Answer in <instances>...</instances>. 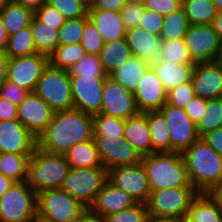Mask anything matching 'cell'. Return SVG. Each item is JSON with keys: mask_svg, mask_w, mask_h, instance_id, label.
<instances>
[{"mask_svg": "<svg viewBox=\"0 0 222 222\" xmlns=\"http://www.w3.org/2000/svg\"><path fill=\"white\" fill-rule=\"evenodd\" d=\"M66 19H76L88 14V9L76 0H47Z\"/></svg>", "mask_w": 222, "mask_h": 222, "instance_id": "obj_45", "label": "cell"}, {"mask_svg": "<svg viewBox=\"0 0 222 222\" xmlns=\"http://www.w3.org/2000/svg\"><path fill=\"white\" fill-rule=\"evenodd\" d=\"M32 222H54V221L48 220L37 214Z\"/></svg>", "mask_w": 222, "mask_h": 222, "instance_id": "obj_65", "label": "cell"}, {"mask_svg": "<svg viewBox=\"0 0 222 222\" xmlns=\"http://www.w3.org/2000/svg\"><path fill=\"white\" fill-rule=\"evenodd\" d=\"M34 92L54 111L73 108L72 88L68 70L54 68L48 64L42 72Z\"/></svg>", "mask_w": 222, "mask_h": 222, "instance_id": "obj_7", "label": "cell"}, {"mask_svg": "<svg viewBox=\"0 0 222 222\" xmlns=\"http://www.w3.org/2000/svg\"><path fill=\"white\" fill-rule=\"evenodd\" d=\"M125 4V0H93L90 9H103L120 13Z\"/></svg>", "mask_w": 222, "mask_h": 222, "instance_id": "obj_54", "label": "cell"}, {"mask_svg": "<svg viewBox=\"0 0 222 222\" xmlns=\"http://www.w3.org/2000/svg\"><path fill=\"white\" fill-rule=\"evenodd\" d=\"M207 100L202 99L199 96H195L184 108L186 114L194 123H198L205 112Z\"/></svg>", "mask_w": 222, "mask_h": 222, "instance_id": "obj_52", "label": "cell"}, {"mask_svg": "<svg viewBox=\"0 0 222 222\" xmlns=\"http://www.w3.org/2000/svg\"><path fill=\"white\" fill-rule=\"evenodd\" d=\"M189 26L190 22L187 19L183 8L171 12L164 16L160 38L162 41L184 39Z\"/></svg>", "mask_w": 222, "mask_h": 222, "instance_id": "obj_35", "label": "cell"}, {"mask_svg": "<svg viewBox=\"0 0 222 222\" xmlns=\"http://www.w3.org/2000/svg\"><path fill=\"white\" fill-rule=\"evenodd\" d=\"M153 152H171V139L165 117L159 111L146 112Z\"/></svg>", "mask_w": 222, "mask_h": 222, "instance_id": "obj_30", "label": "cell"}, {"mask_svg": "<svg viewBox=\"0 0 222 222\" xmlns=\"http://www.w3.org/2000/svg\"><path fill=\"white\" fill-rule=\"evenodd\" d=\"M160 59L174 64H195L184 39L162 41Z\"/></svg>", "mask_w": 222, "mask_h": 222, "instance_id": "obj_40", "label": "cell"}, {"mask_svg": "<svg viewBox=\"0 0 222 222\" xmlns=\"http://www.w3.org/2000/svg\"><path fill=\"white\" fill-rule=\"evenodd\" d=\"M69 170L64 155L51 154L37 147L29 159L26 182L36 193L61 189Z\"/></svg>", "mask_w": 222, "mask_h": 222, "instance_id": "obj_4", "label": "cell"}, {"mask_svg": "<svg viewBox=\"0 0 222 222\" xmlns=\"http://www.w3.org/2000/svg\"><path fill=\"white\" fill-rule=\"evenodd\" d=\"M9 57L5 52H0V87L5 83L7 80V69H8V62Z\"/></svg>", "mask_w": 222, "mask_h": 222, "instance_id": "obj_57", "label": "cell"}, {"mask_svg": "<svg viewBox=\"0 0 222 222\" xmlns=\"http://www.w3.org/2000/svg\"><path fill=\"white\" fill-rule=\"evenodd\" d=\"M30 92L26 89L19 87L13 82L6 80L0 87V97L7 99L8 101L20 106L26 99V96Z\"/></svg>", "mask_w": 222, "mask_h": 222, "instance_id": "obj_48", "label": "cell"}, {"mask_svg": "<svg viewBox=\"0 0 222 222\" xmlns=\"http://www.w3.org/2000/svg\"><path fill=\"white\" fill-rule=\"evenodd\" d=\"M48 64L49 57L39 53L10 58L7 80L29 92H34L37 82Z\"/></svg>", "mask_w": 222, "mask_h": 222, "instance_id": "obj_13", "label": "cell"}, {"mask_svg": "<svg viewBox=\"0 0 222 222\" xmlns=\"http://www.w3.org/2000/svg\"><path fill=\"white\" fill-rule=\"evenodd\" d=\"M105 79L92 76H70L73 108L91 115L99 113Z\"/></svg>", "mask_w": 222, "mask_h": 222, "instance_id": "obj_16", "label": "cell"}, {"mask_svg": "<svg viewBox=\"0 0 222 222\" xmlns=\"http://www.w3.org/2000/svg\"><path fill=\"white\" fill-rule=\"evenodd\" d=\"M54 112L41 97L35 92H30L25 101L18 106L17 119L38 138L51 122Z\"/></svg>", "mask_w": 222, "mask_h": 222, "instance_id": "obj_17", "label": "cell"}, {"mask_svg": "<svg viewBox=\"0 0 222 222\" xmlns=\"http://www.w3.org/2000/svg\"><path fill=\"white\" fill-rule=\"evenodd\" d=\"M163 20L164 16L159 15L154 11L144 9L139 27L149 32L150 34L160 36L161 30L163 28Z\"/></svg>", "mask_w": 222, "mask_h": 222, "instance_id": "obj_50", "label": "cell"}, {"mask_svg": "<svg viewBox=\"0 0 222 222\" xmlns=\"http://www.w3.org/2000/svg\"><path fill=\"white\" fill-rule=\"evenodd\" d=\"M125 38L133 56L143 59L149 67L159 63L162 46L160 36L150 34L137 26L127 29Z\"/></svg>", "mask_w": 222, "mask_h": 222, "instance_id": "obj_21", "label": "cell"}, {"mask_svg": "<svg viewBox=\"0 0 222 222\" xmlns=\"http://www.w3.org/2000/svg\"><path fill=\"white\" fill-rule=\"evenodd\" d=\"M137 201L126 191L117 188L109 181L97 193L96 199L89 210L101 218L123 209L132 207Z\"/></svg>", "mask_w": 222, "mask_h": 222, "instance_id": "obj_22", "label": "cell"}, {"mask_svg": "<svg viewBox=\"0 0 222 222\" xmlns=\"http://www.w3.org/2000/svg\"><path fill=\"white\" fill-rule=\"evenodd\" d=\"M89 140H93L92 115L72 108L54 112L51 122L37 138V147L64 155L75 144Z\"/></svg>", "mask_w": 222, "mask_h": 222, "instance_id": "obj_1", "label": "cell"}, {"mask_svg": "<svg viewBox=\"0 0 222 222\" xmlns=\"http://www.w3.org/2000/svg\"><path fill=\"white\" fill-rule=\"evenodd\" d=\"M86 208L62 189H48L37 193V214L54 222L79 218Z\"/></svg>", "mask_w": 222, "mask_h": 222, "instance_id": "obj_9", "label": "cell"}, {"mask_svg": "<svg viewBox=\"0 0 222 222\" xmlns=\"http://www.w3.org/2000/svg\"><path fill=\"white\" fill-rule=\"evenodd\" d=\"M159 112L165 117L171 139V152L183 153L200 137L197 126L182 108L165 104Z\"/></svg>", "mask_w": 222, "mask_h": 222, "instance_id": "obj_10", "label": "cell"}, {"mask_svg": "<svg viewBox=\"0 0 222 222\" xmlns=\"http://www.w3.org/2000/svg\"><path fill=\"white\" fill-rule=\"evenodd\" d=\"M17 109V105L0 97V121L17 119Z\"/></svg>", "mask_w": 222, "mask_h": 222, "instance_id": "obj_55", "label": "cell"}, {"mask_svg": "<svg viewBox=\"0 0 222 222\" xmlns=\"http://www.w3.org/2000/svg\"><path fill=\"white\" fill-rule=\"evenodd\" d=\"M191 82L196 96L206 100L222 98V67L216 61L195 63Z\"/></svg>", "mask_w": 222, "mask_h": 222, "instance_id": "obj_19", "label": "cell"}, {"mask_svg": "<svg viewBox=\"0 0 222 222\" xmlns=\"http://www.w3.org/2000/svg\"><path fill=\"white\" fill-rule=\"evenodd\" d=\"M198 193L194 187L153 191L146 202L148 215L181 218L188 214L190 204Z\"/></svg>", "mask_w": 222, "mask_h": 222, "instance_id": "obj_8", "label": "cell"}, {"mask_svg": "<svg viewBox=\"0 0 222 222\" xmlns=\"http://www.w3.org/2000/svg\"><path fill=\"white\" fill-rule=\"evenodd\" d=\"M126 4L144 5L145 0H125Z\"/></svg>", "mask_w": 222, "mask_h": 222, "instance_id": "obj_64", "label": "cell"}, {"mask_svg": "<svg viewBox=\"0 0 222 222\" xmlns=\"http://www.w3.org/2000/svg\"><path fill=\"white\" fill-rule=\"evenodd\" d=\"M8 35L3 26L2 19L0 17V52H5L7 47Z\"/></svg>", "mask_w": 222, "mask_h": 222, "instance_id": "obj_63", "label": "cell"}, {"mask_svg": "<svg viewBox=\"0 0 222 222\" xmlns=\"http://www.w3.org/2000/svg\"><path fill=\"white\" fill-rule=\"evenodd\" d=\"M190 184L199 192L207 193L222 182V157L202 138L182 153Z\"/></svg>", "mask_w": 222, "mask_h": 222, "instance_id": "obj_2", "label": "cell"}, {"mask_svg": "<svg viewBox=\"0 0 222 222\" xmlns=\"http://www.w3.org/2000/svg\"><path fill=\"white\" fill-rule=\"evenodd\" d=\"M150 191L175 187H193L190 184L182 153L153 152L142 156Z\"/></svg>", "mask_w": 222, "mask_h": 222, "instance_id": "obj_3", "label": "cell"}, {"mask_svg": "<svg viewBox=\"0 0 222 222\" xmlns=\"http://www.w3.org/2000/svg\"><path fill=\"white\" fill-rule=\"evenodd\" d=\"M144 9V5H124V7L120 10V15L126 29H132L140 25Z\"/></svg>", "mask_w": 222, "mask_h": 222, "instance_id": "obj_49", "label": "cell"}, {"mask_svg": "<svg viewBox=\"0 0 222 222\" xmlns=\"http://www.w3.org/2000/svg\"><path fill=\"white\" fill-rule=\"evenodd\" d=\"M5 53L9 58L37 53L30 26L22 28L16 34L8 36Z\"/></svg>", "mask_w": 222, "mask_h": 222, "instance_id": "obj_36", "label": "cell"}, {"mask_svg": "<svg viewBox=\"0 0 222 222\" xmlns=\"http://www.w3.org/2000/svg\"><path fill=\"white\" fill-rule=\"evenodd\" d=\"M181 222H196L193 218H191L188 214L181 217Z\"/></svg>", "mask_w": 222, "mask_h": 222, "instance_id": "obj_69", "label": "cell"}, {"mask_svg": "<svg viewBox=\"0 0 222 222\" xmlns=\"http://www.w3.org/2000/svg\"><path fill=\"white\" fill-rule=\"evenodd\" d=\"M107 181L108 170L104 167L70 168L61 189L89 209Z\"/></svg>", "mask_w": 222, "mask_h": 222, "instance_id": "obj_6", "label": "cell"}, {"mask_svg": "<svg viewBox=\"0 0 222 222\" xmlns=\"http://www.w3.org/2000/svg\"><path fill=\"white\" fill-rule=\"evenodd\" d=\"M34 17L55 30H59L66 22V18L47 3L34 11Z\"/></svg>", "mask_w": 222, "mask_h": 222, "instance_id": "obj_47", "label": "cell"}, {"mask_svg": "<svg viewBox=\"0 0 222 222\" xmlns=\"http://www.w3.org/2000/svg\"><path fill=\"white\" fill-rule=\"evenodd\" d=\"M11 0H0V9L6 6Z\"/></svg>", "mask_w": 222, "mask_h": 222, "instance_id": "obj_70", "label": "cell"}, {"mask_svg": "<svg viewBox=\"0 0 222 222\" xmlns=\"http://www.w3.org/2000/svg\"><path fill=\"white\" fill-rule=\"evenodd\" d=\"M148 216L146 203L137 202L132 207L103 218L104 222H146Z\"/></svg>", "mask_w": 222, "mask_h": 222, "instance_id": "obj_43", "label": "cell"}, {"mask_svg": "<svg viewBox=\"0 0 222 222\" xmlns=\"http://www.w3.org/2000/svg\"><path fill=\"white\" fill-rule=\"evenodd\" d=\"M86 55V50L80 43L59 46L49 56V64L54 68L69 70L76 62L80 61Z\"/></svg>", "mask_w": 222, "mask_h": 222, "instance_id": "obj_37", "label": "cell"}, {"mask_svg": "<svg viewBox=\"0 0 222 222\" xmlns=\"http://www.w3.org/2000/svg\"><path fill=\"white\" fill-rule=\"evenodd\" d=\"M16 4L29 8L33 11L40 8L47 0H13Z\"/></svg>", "mask_w": 222, "mask_h": 222, "instance_id": "obj_58", "label": "cell"}, {"mask_svg": "<svg viewBox=\"0 0 222 222\" xmlns=\"http://www.w3.org/2000/svg\"><path fill=\"white\" fill-rule=\"evenodd\" d=\"M134 97L139 112L159 111L166 104L167 92L152 67L140 79Z\"/></svg>", "mask_w": 222, "mask_h": 222, "instance_id": "obj_20", "label": "cell"}, {"mask_svg": "<svg viewBox=\"0 0 222 222\" xmlns=\"http://www.w3.org/2000/svg\"><path fill=\"white\" fill-rule=\"evenodd\" d=\"M0 17L7 35L10 36L31 25L34 11L11 0L0 9Z\"/></svg>", "mask_w": 222, "mask_h": 222, "instance_id": "obj_29", "label": "cell"}, {"mask_svg": "<svg viewBox=\"0 0 222 222\" xmlns=\"http://www.w3.org/2000/svg\"><path fill=\"white\" fill-rule=\"evenodd\" d=\"M37 137L18 120L0 121V153H33Z\"/></svg>", "mask_w": 222, "mask_h": 222, "instance_id": "obj_18", "label": "cell"}, {"mask_svg": "<svg viewBox=\"0 0 222 222\" xmlns=\"http://www.w3.org/2000/svg\"><path fill=\"white\" fill-rule=\"evenodd\" d=\"M98 56L104 71L109 76L133 55L126 38H121L113 42L104 43Z\"/></svg>", "mask_w": 222, "mask_h": 222, "instance_id": "obj_27", "label": "cell"}, {"mask_svg": "<svg viewBox=\"0 0 222 222\" xmlns=\"http://www.w3.org/2000/svg\"><path fill=\"white\" fill-rule=\"evenodd\" d=\"M149 68L143 59L132 56L112 72L109 77L120 83L127 90L135 92L140 79Z\"/></svg>", "mask_w": 222, "mask_h": 222, "instance_id": "obj_26", "label": "cell"}, {"mask_svg": "<svg viewBox=\"0 0 222 222\" xmlns=\"http://www.w3.org/2000/svg\"><path fill=\"white\" fill-rule=\"evenodd\" d=\"M93 141L107 170L141 162L142 157L124 137L93 136Z\"/></svg>", "mask_w": 222, "mask_h": 222, "instance_id": "obj_11", "label": "cell"}, {"mask_svg": "<svg viewBox=\"0 0 222 222\" xmlns=\"http://www.w3.org/2000/svg\"><path fill=\"white\" fill-rule=\"evenodd\" d=\"M218 11H222V0H211Z\"/></svg>", "mask_w": 222, "mask_h": 222, "instance_id": "obj_68", "label": "cell"}, {"mask_svg": "<svg viewBox=\"0 0 222 222\" xmlns=\"http://www.w3.org/2000/svg\"><path fill=\"white\" fill-rule=\"evenodd\" d=\"M88 16L97 27L104 43L125 38L127 29L120 13L103 9H88Z\"/></svg>", "mask_w": 222, "mask_h": 222, "instance_id": "obj_23", "label": "cell"}, {"mask_svg": "<svg viewBox=\"0 0 222 222\" xmlns=\"http://www.w3.org/2000/svg\"><path fill=\"white\" fill-rule=\"evenodd\" d=\"M66 222H79V218H77V219H72V220H68V221H66Z\"/></svg>", "mask_w": 222, "mask_h": 222, "instance_id": "obj_71", "label": "cell"}, {"mask_svg": "<svg viewBox=\"0 0 222 222\" xmlns=\"http://www.w3.org/2000/svg\"><path fill=\"white\" fill-rule=\"evenodd\" d=\"M207 194L216 203L218 208L222 211V182L213 186Z\"/></svg>", "mask_w": 222, "mask_h": 222, "instance_id": "obj_56", "label": "cell"}, {"mask_svg": "<svg viewBox=\"0 0 222 222\" xmlns=\"http://www.w3.org/2000/svg\"><path fill=\"white\" fill-rule=\"evenodd\" d=\"M146 222H181V218L148 215Z\"/></svg>", "mask_w": 222, "mask_h": 222, "instance_id": "obj_61", "label": "cell"}, {"mask_svg": "<svg viewBox=\"0 0 222 222\" xmlns=\"http://www.w3.org/2000/svg\"><path fill=\"white\" fill-rule=\"evenodd\" d=\"M78 2H80L81 4H83L87 9L91 8V5L93 3V0H76Z\"/></svg>", "mask_w": 222, "mask_h": 222, "instance_id": "obj_67", "label": "cell"}, {"mask_svg": "<svg viewBox=\"0 0 222 222\" xmlns=\"http://www.w3.org/2000/svg\"><path fill=\"white\" fill-rule=\"evenodd\" d=\"M182 8L190 24H212L218 12L211 0H182Z\"/></svg>", "mask_w": 222, "mask_h": 222, "instance_id": "obj_34", "label": "cell"}, {"mask_svg": "<svg viewBox=\"0 0 222 222\" xmlns=\"http://www.w3.org/2000/svg\"><path fill=\"white\" fill-rule=\"evenodd\" d=\"M188 215L196 222H222V211L207 193H198L190 204Z\"/></svg>", "mask_w": 222, "mask_h": 222, "instance_id": "obj_33", "label": "cell"}, {"mask_svg": "<svg viewBox=\"0 0 222 222\" xmlns=\"http://www.w3.org/2000/svg\"><path fill=\"white\" fill-rule=\"evenodd\" d=\"M195 96L192 82H187L167 92L166 103L184 109Z\"/></svg>", "mask_w": 222, "mask_h": 222, "instance_id": "obj_46", "label": "cell"}, {"mask_svg": "<svg viewBox=\"0 0 222 222\" xmlns=\"http://www.w3.org/2000/svg\"><path fill=\"white\" fill-rule=\"evenodd\" d=\"M37 215V193L26 181L14 182L0 197V222H32Z\"/></svg>", "mask_w": 222, "mask_h": 222, "instance_id": "obj_5", "label": "cell"}, {"mask_svg": "<svg viewBox=\"0 0 222 222\" xmlns=\"http://www.w3.org/2000/svg\"><path fill=\"white\" fill-rule=\"evenodd\" d=\"M212 26L215 32L218 34L219 40L222 43V11H218L216 17L213 20Z\"/></svg>", "mask_w": 222, "mask_h": 222, "instance_id": "obj_60", "label": "cell"}, {"mask_svg": "<svg viewBox=\"0 0 222 222\" xmlns=\"http://www.w3.org/2000/svg\"><path fill=\"white\" fill-rule=\"evenodd\" d=\"M144 7L159 15L166 16L182 8V0H145Z\"/></svg>", "mask_w": 222, "mask_h": 222, "instance_id": "obj_51", "label": "cell"}, {"mask_svg": "<svg viewBox=\"0 0 222 222\" xmlns=\"http://www.w3.org/2000/svg\"><path fill=\"white\" fill-rule=\"evenodd\" d=\"M64 156L70 168L103 167L93 140L75 144Z\"/></svg>", "mask_w": 222, "mask_h": 222, "instance_id": "obj_28", "label": "cell"}, {"mask_svg": "<svg viewBox=\"0 0 222 222\" xmlns=\"http://www.w3.org/2000/svg\"><path fill=\"white\" fill-rule=\"evenodd\" d=\"M33 153H0V174L15 182L26 181L28 163Z\"/></svg>", "mask_w": 222, "mask_h": 222, "instance_id": "obj_31", "label": "cell"}, {"mask_svg": "<svg viewBox=\"0 0 222 222\" xmlns=\"http://www.w3.org/2000/svg\"><path fill=\"white\" fill-rule=\"evenodd\" d=\"M68 73L69 76H92L93 78H106L108 76L98 55H86L76 62L68 70Z\"/></svg>", "mask_w": 222, "mask_h": 222, "instance_id": "obj_42", "label": "cell"}, {"mask_svg": "<svg viewBox=\"0 0 222 222\" xmlns=\"http://www.w3.org/2000/svg\"><path fill=\"white\" fill-rule=\"evenodd\" d=\"M196 126L200 138L222 127V98L207 100L205 112Z\"/></svg>", "mask_w": 222, "mask_h": 222, "instance_id": "obj_38", "label": "cell"}, {"mask_svg": "<svg viewBox=\"0 0 222 222\" xmlns=\"http://www.w3.org/2000/svg\"><path fill=\"white\" fill-rule=\"evenodd\" d=\"M124 138L141 157L152 153V142L146 112H139L125 120Z\"/></svg>", "mask_w": 222, "mask_h": 222, "instance_id": "obj_24", "label": "cell"}, {"mask_svg": "<svg viewBox=\"0 0 222 222\" xmlns=\"http://www.w3.org/2000/svg\"><path fill=\"white\" fill-rule=\"evenodd\" d=\"M184 42L194 63L215 61L221 44L212 24H190Z\"/></svg>", "mask_w": 222, "mask_h": 222, "instance_id": "obj_12", "label": "cell"}, {"mask_svg": "<svg viewBox=\"0 0 222 222\" xmlns=\"http://www.w3.org/2000/svg\"><path fill=\"white\" fill-rule=\"evenodd\" d=\"M15 181L0 174V197L13 185Z\"/></svg>", "mask_w": 222, "mask_h": 222, "instance_id": "obj_62", "label": "cell"}, {"mask_svg": "<svg viewBox=\"0 0 222 222\" xmlns=\"http://www.w3.org/2000/svg\"><path fill=\"white\" fill-rule=\"evenodd\" d=\"M30 27L36 52L49 57L59 47L58 30L39 22L35 17Z\"/></svg>", "mask_w": 222, "mask_h": 222, "instance_id": "obj_32", "label": "cell"}, {"mask_svg": "<svg viewBox=\"0 0 222 222\" xmlns=\"http://www.w3.org/2000/svg\"><path fill=\"white\" fill-rule=\"evenodd\" d=\"M79 222H104L99 215L93 214L89 209L79 217Z\"/></svg>", "mask_w": 222, "mask_h": 222, "instance_id": "obj_59", "label": "cell"}, {"mask_svg": "<svg viewBox=\"0 0 222 222\" xmlns=\"http://www.w3.org/2000/svg\"><path fill=\"white\" fill-rule=\"evenodd\" d=\"M101 114L126 120L139 113L134 92L107 76L103 87Z\"/></svg>", "mask_w": 222, "mask_h": 222, "instance_id": "obj_14", "label": "cell"}, {"mask_svg": "<svg viewBox=\"0 0 222 222\" xmlns=\"http://www.w3.org/2000/svg\"><path fill=\"white\" fill-rule=\"evenodd\" d=\"M88 20V14L76 19H66L65 24L58 30L59 46L80 43L84 26Z\"/></svg>", "mask_w": 222, "mask_h": 222, "instance_id": "obj_41", "label": "cell"}, {"mask_svg": "<svg viewBox=\"0 0 222 222\" xmlns=\"http://www.w3.org/2000/svg\"><path fill=\"white\" fill-rule=\"evenodd\" d=\"M201 138L222 157V127L206 133Z\"/></svg>", "mask_w": 222, "mask_h": 222, "instance_id": "obj_53", "label": "cell"}, {"mask_svg": "<svg viewBox=\"0 0 222 222\" xmlns=\"http://www.w3.org/2000/svg\"><path fill=\"white\" fill-rule=\"evenodd\" d=\"M195 64H174L160 60L152 68L156 72L166 92L173 88L191 82Z\"/></svg>", "mask_w": 222, "mask_h": 222, "instance_id": "obj_25", "label": "cell"}, {"mask_svg": "<svg viewBox=\"0 0 222 222\" xmlns=\"http://www.w3.org/2000/svg\"><path fill=\"white\" fill-rule=\"evenodd\" d=\"M93 117V136L124 137L125 120L101 113Z\"/></svg>", "mask_w": 222, "mask_h": 222, "instance_id": "obj_39", "label": "cell"}, {"mask_svg": "<svg viewBox=\"0 0 222 222\" xmlns=\"http://www.w3.org/2000/svg\"><path fill=\"white\" fill-rule=\"evenodd\" d=\"M215 61L222 67V43L220 44L218 56Z\"/></svg>", "mask_w": 222, "mask_h": 222, "instance_id": "obj_66", "label": "cell"}, {"mask_svg": "<svg viewBox=\"0 0 222 222\" xmlns=\"http://www.w3.org/2000/svg\"><path fill=\"white\" fill-rule=\"evenodd\" d=\"M108 181L140 203H146L151 193L147 174L141 162L108 170Z\"/></svg>", "mask_w": 222, "mask_h": 222, "instance_id": "obj_15", "label": "cell"}, {"mask_svg": "<svg viewBox=\"0 0 222 222\" xmlns=\"http://www.w3.org/2000/svg\"><path fill=\"white\" fill-rule=\"evenodd\" d=\"M80 44L86 50L87 55H98L103 48L102 36L90 20L84 26Z\"/></svg>", "mask_w": 222, "mask_h": 222, "instance_id": "obj_44", "label": "cell"}]
</instances>
